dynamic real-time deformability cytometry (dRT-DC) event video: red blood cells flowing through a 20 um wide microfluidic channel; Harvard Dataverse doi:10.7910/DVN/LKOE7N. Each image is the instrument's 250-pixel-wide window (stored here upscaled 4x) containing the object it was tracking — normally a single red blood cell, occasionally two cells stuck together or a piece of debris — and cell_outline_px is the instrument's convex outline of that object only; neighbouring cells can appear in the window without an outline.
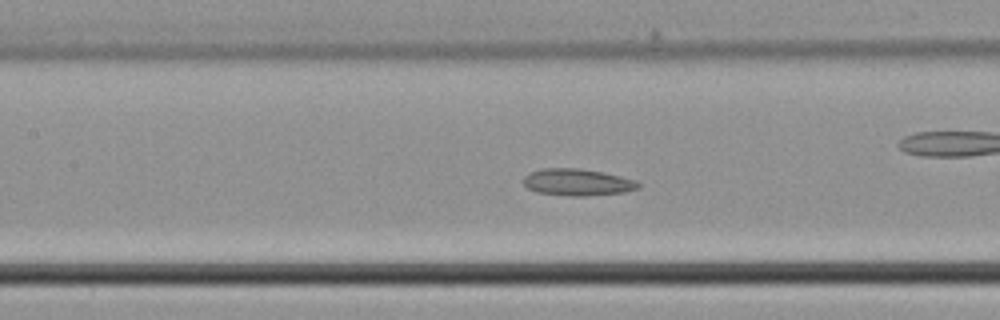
{"species": "common noctule bat (a hibernating species)", "species_latin": "Nyctalus noctula", "temperature_condition": "cold", "stored_images_in_passage": 45, "camera_frame_rate_fps": 3000, "um_per_image_px": 0.085, "animal": {"sex": "male", "body_mass_g": 21.5, "forearm_length_mm": 52.0}, "frame": {"image": 1, "passage_image": 20, "time_ms": 6.333, "image_size_px": [1000, 320], "cell_outline_px": [[640, 188], [624, 192], [584, 196], [568, 196], [536, 192], [528, 188], [524, 184], [524, 176], [528, 172], [544, 168], [580, 168], [604, 172], [636, 180], [640, 184]], "centroid_in_image_um": [49.08, 15.48], "position_along_channel_um": 158.3, "area_um2": 18.09}}
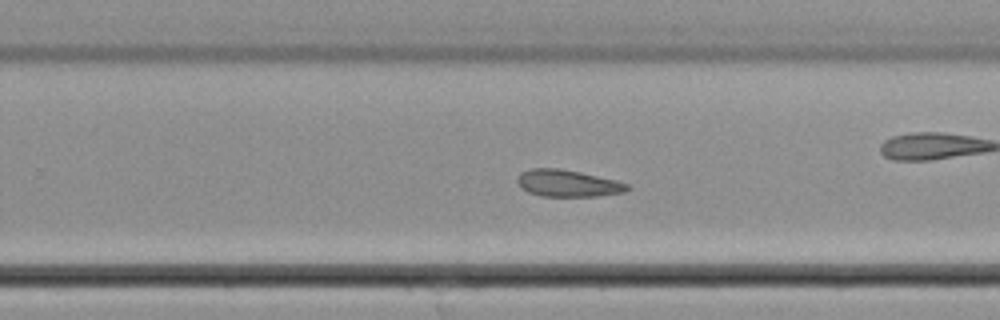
{"frame": {"image": 2, "passage_image": 28, "time_ms": 9.0, "image_size_px": [1000, 320], "cell_outline_px": [[632, 188], [624, 192], [596, 196], [544, 196], [528, 192], [520, 188], [516, 180], [520, 172], [528, 168], [556, 168], [580, 172], [616, 180], [628, 184]], "centroid_in_image_um": [48.23, 15.57], "position_along_channel_um": 281.6, "area_um2": 17.28}}
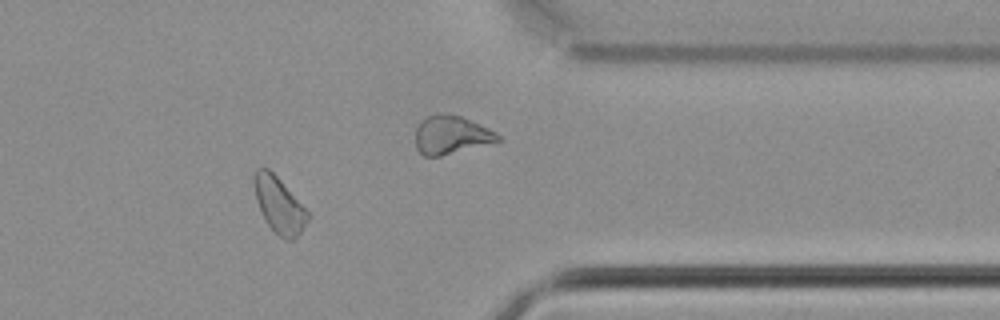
{"frame": {"image": 3, "passage_image": 36, "time_ms": 11.667, "image_size_px": [1000, 320], "cell_outline_px": [[312, 216], [300, 232], [292, 240], [288, 240], [280, 236], [264, 220], [256, 200], [252, 180], [256, 168], [268, 168], [280, 180]], "centroid_in_image_um": [23.71, 17.41], "position_along_channel_um": 387.7, "area_um2": 17.28}}